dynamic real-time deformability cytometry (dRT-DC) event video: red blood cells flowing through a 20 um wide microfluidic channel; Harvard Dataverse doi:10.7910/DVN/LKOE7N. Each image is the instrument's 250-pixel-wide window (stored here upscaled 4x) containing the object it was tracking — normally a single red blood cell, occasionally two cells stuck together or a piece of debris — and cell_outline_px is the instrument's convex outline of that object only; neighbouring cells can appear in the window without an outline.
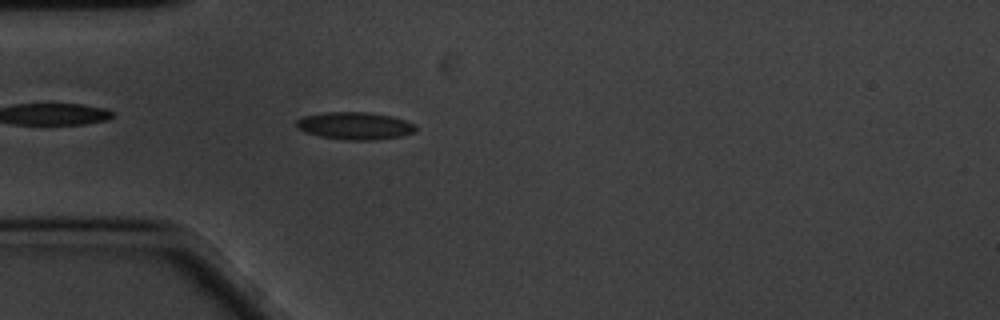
{"species": "common noctule bat (a hibernating species)", "species_latin": "Nyctalus noctula", "temperature_condition": "cold", "stored_images_in_passage": 46, "camera_frame_rate_fps": 3000, "um_per_image_px": 0.085, "animal": {"sex": "male", "body_mass_g": 20.1, "forearm_length_mm": 53.5}, "frame": {"image": 1, "passage_image": 4, "time_ms": 1.0, "image_size_px": [1000, 320], "cell_outline_px": [[416, 132], [400, 136], [376, 140], [348, 140], [320, 136], [304, 132], [296, 128], [296, 120], [304, 116], [324, 112], [372, 112], [392, 116], [416, 124]], "centroid_in_image_um": [30.17, 10.69], "position_along_channel_um": 54.8, "area_um2": 19.25}}
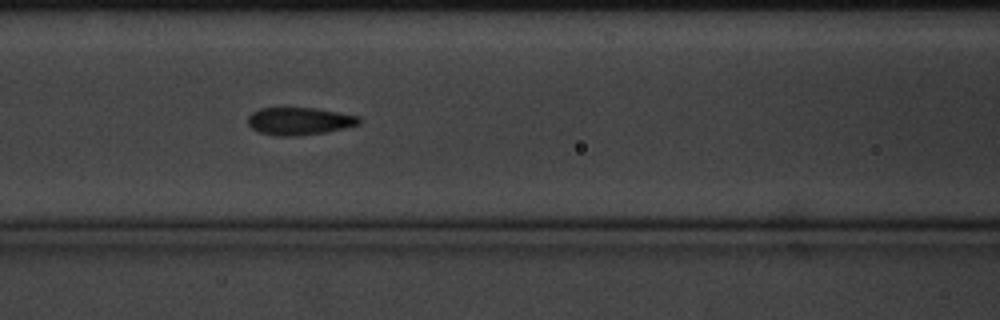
{"frame": {"image": 2, "passage_image": 12, "time_ms": 3.667, "image_size_px": [1000, 320], "cell_outline_px": [[360, 124], [328, 132], [296, 136], [276, 136], [260, 132], [252, 128], [248, 124], [248, 116], [252, 112], [260, 108], [316, 108], [360, 116]], "centroid_in_image_um": [25.46, 10.3], "position_along_channel_um": 141.1, "area_um2": 17.92}}
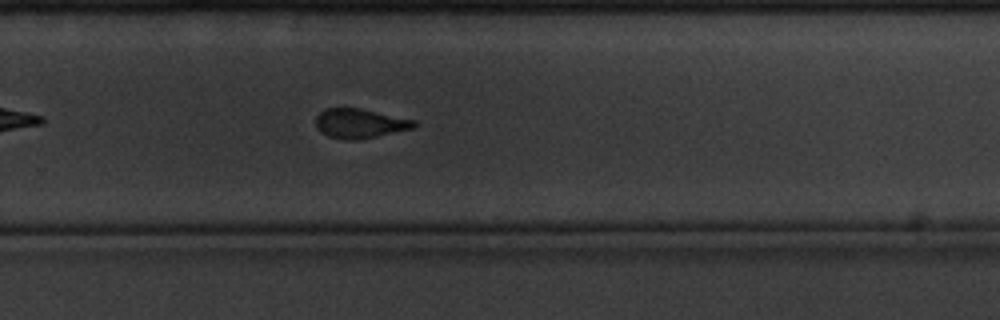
{"frame": {"image": 3, "passage_image": 26, "time_ms": 8.333, "image_size_px": [1000, 320], "cell_outline_px": [[416, 124], [412, 128], [360, 140], [344, 140], [328, 136], [320, 132], [316, 128], [316, 116], [324, 108], [360, 108], [416, 120]], "centroid_in_image_um": [30.54, 10.49], "position_along_channel_um": 299.3, "area_um2": 16.94}, "authors_computed_cell_mechanics": {"area_um2": 17.4556, "velocity_mm_per_s": 3.397, "shape_relaxation_time_tau1_ms": 3.1327, "shape_relaxation_time_tau2_ms": 2.3606, "deformation_change_tau1": 0.1156, "deformation_change_tau2": 0.0888}}